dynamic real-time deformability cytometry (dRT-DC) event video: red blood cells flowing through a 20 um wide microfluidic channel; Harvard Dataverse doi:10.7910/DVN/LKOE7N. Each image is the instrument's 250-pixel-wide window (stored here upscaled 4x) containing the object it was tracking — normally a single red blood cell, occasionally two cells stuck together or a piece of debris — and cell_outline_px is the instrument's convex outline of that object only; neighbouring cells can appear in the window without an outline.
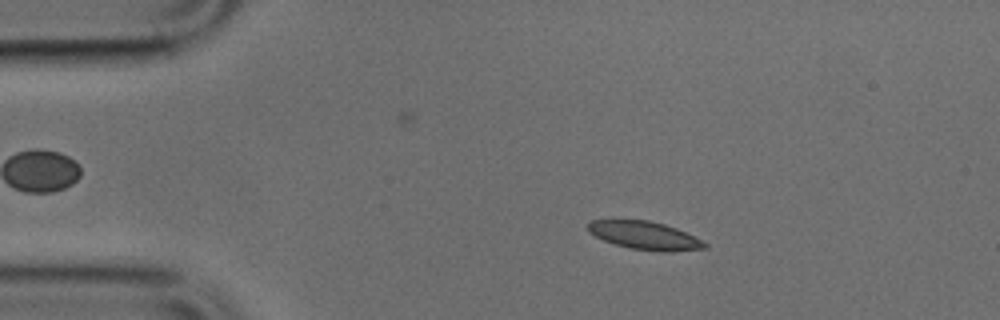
{"species": "common noctule bat (a hibernating species)", "species_latin": "Nyctalus noctula", "temperature_condition": "cold", "stored_images_in_passage": 51, "segment_of_instrument_passage": [1, 2], "camera_frame_rate_fps": 3000, "um_per_image_px": 0.085, "animal": {"sex": "male", "body_mass_g": 17.9, "forearm_length_mm": 54.2}, "frame": {"image": 1, "passage_image": 8, "time_ms": 2.333, "image_size_px": [1000, 320], "cell_outline_px": [[708, 248], [664, 252], [660, 252], [632, 248], [616, 244], [604, 240], [588, 232], [588, 224], [592, 220], [648, 220], [664, 224], [676, 228], [708, 244]], "centroid_in_image_um": [54.8, 20.01], "position_along_channel_um": 30.2, "area_um2": 18.79}}
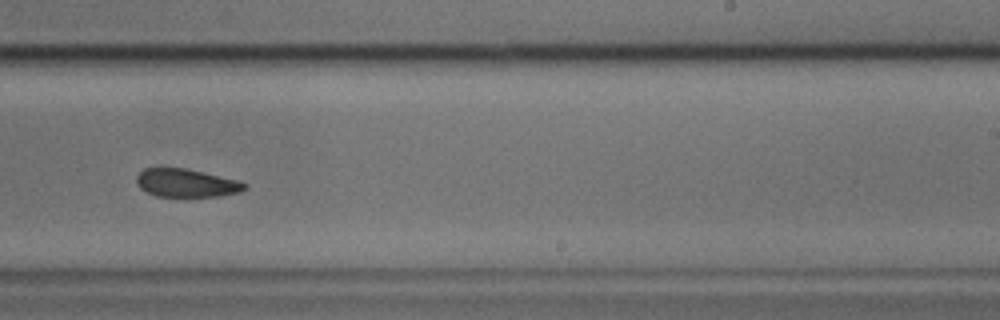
{"frame": {"image": 2, "passage_image": 30, "time_ms": 9.667, "image_size_px": [1000, 320], "cell_outline_px": [[248, 188], [240, 192], [220, 196], [156, 196], [140, 188], [136, 184], [136, 176], [144, 168], [184, 168], [240, 180], [248, 184]], "centroid_in_image_um": [15.87, 15.55], "position_along_channel_um": 273.1, "area_um2": 17.8}}
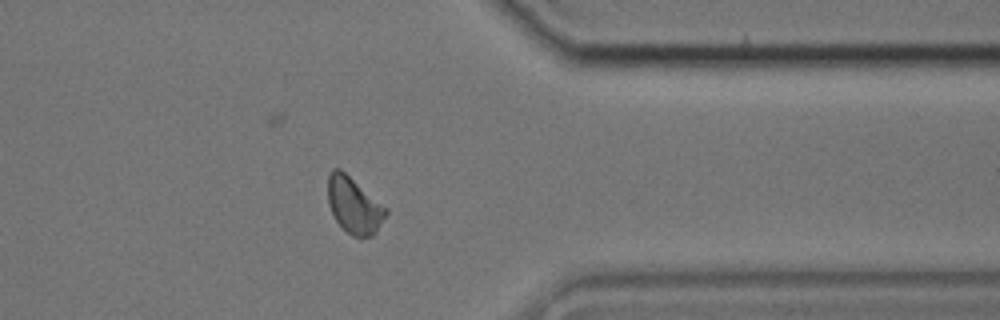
{"frame": {"image": 3, "passage_image": 39, "time_ms": 12.667, "image_size_px": [1000, 320], "cell_outline_px": [[388, 212], [376, 232], [372, 236], [360, 240], [352, 236], [336, 220], [328, 204], [328, 176], [332, 168], [340, 168], [388, 208]], "centroid_in_image_um": [30.11, 17.47], "position_along_channel_um": 381.3, "area_um2": 19.13}}